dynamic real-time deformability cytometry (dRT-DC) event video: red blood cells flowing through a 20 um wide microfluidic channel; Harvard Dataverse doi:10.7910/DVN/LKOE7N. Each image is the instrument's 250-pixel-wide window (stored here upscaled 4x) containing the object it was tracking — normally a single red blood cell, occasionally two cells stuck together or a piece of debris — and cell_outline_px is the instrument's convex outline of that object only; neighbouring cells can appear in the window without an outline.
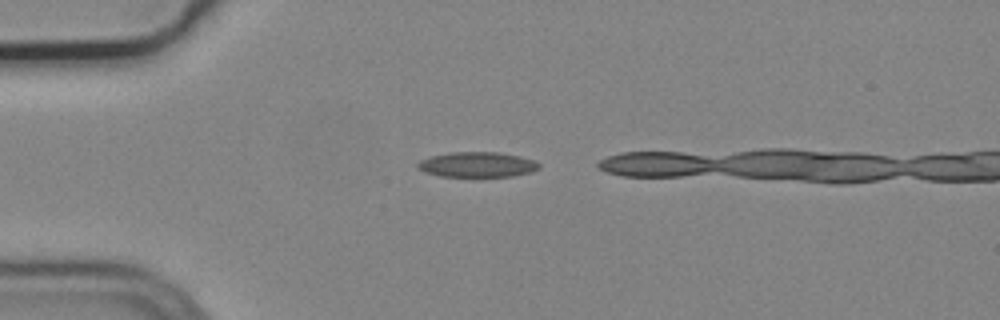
{"species": "common noctule bat (a hibernating species)", "species_latin": "Nyctalus noctula", "temperature_condition": "cold", "stored_images_in_passage": 2, "camera_frame_rate_fps": 3000, "um_per_image_px": 0.085, "animal": {"sex": "male", "body_mass_g": 19.2, "forearm_length_mm": 51.8}, "frame": {"image": 1, "passage_image": 1, "time_ms": 0.0, "image_size_px": [1000, 320], "cell_outline_px": [[540, 168], [532, 172], [512, 176], [440, 176], [416, 168], [416, 164], [420, 160], [432, 156], [452, 152], [496, 152], [520, 156], [536, 160], [540, 164]], "centroid_in_image_um": [40.61, 13.98], "position_along_channel_um": 44.4, "area_um2": 17.74}}